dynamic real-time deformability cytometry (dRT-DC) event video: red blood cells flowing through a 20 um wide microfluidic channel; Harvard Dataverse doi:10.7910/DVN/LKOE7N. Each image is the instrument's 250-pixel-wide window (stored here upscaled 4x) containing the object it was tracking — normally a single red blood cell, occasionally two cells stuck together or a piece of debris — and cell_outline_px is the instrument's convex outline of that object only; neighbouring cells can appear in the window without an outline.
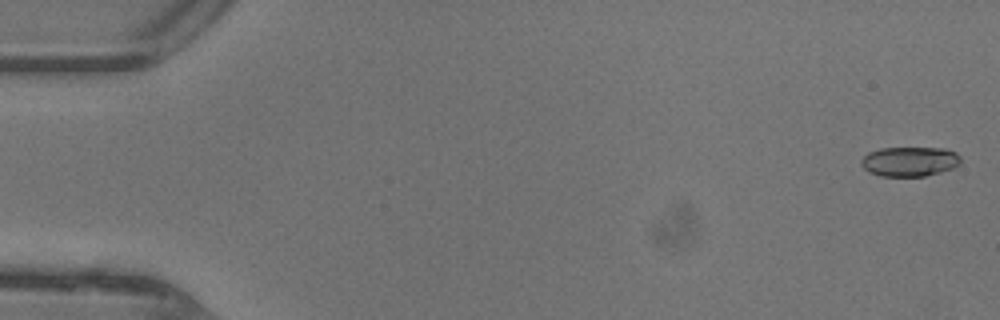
{"species": "common noctule bat (a hibernating species)", "species_latin": "Nyctalus noctula", "temperature_condition": "warm", "stored_images_in_passage": 14, "camera_frame_rate_fps": 3000, "um_per_image_px": 0.085, "animal": {"sex": "female"}, "frame": {"image": 1, "passage_image": 1, "time_ms": 0.0, "image_size_px": [1000, 320], "cell_outline_px": [[960, 164], [952, 168], [940, 172], [924, 176], [880, 176], [868, 172], [860, 164], [860, 160], [868, 152], [880, 148], [944, 148], [956, 152], [960, 156]], "centroid_in_image_um": [77.3, 13.72], "position_along_channel_um": 7.7, "area_um2": 17.28}}
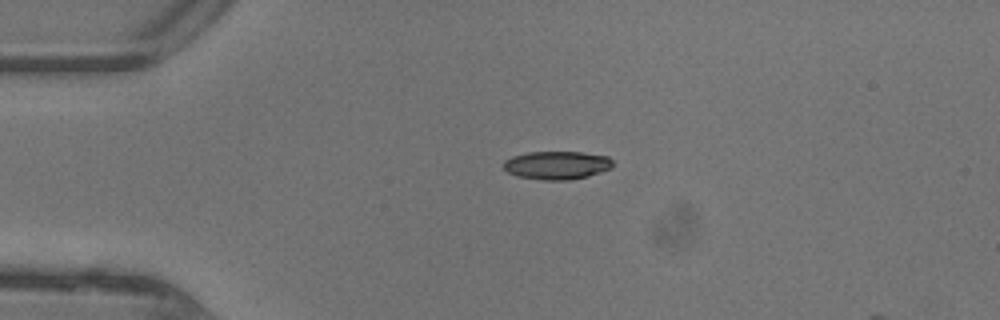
{"frame": {"image": 2, "passage_image": 11, "time_ms": 3.333, "image_size_px": [1000, 320], "cell_outline_px": [[612, 168], [588, 176], [568, 180], [544, 180], [516, 176], [508, 172], [504, 168], [504, 160], [512, 156], [528, 152], [580, 152], [608, 156], [612, 160]], "centroid_in_image_um": [47.33, 14.04], "position_along_channel_um": 37.7, "area_um2": 17.98}}